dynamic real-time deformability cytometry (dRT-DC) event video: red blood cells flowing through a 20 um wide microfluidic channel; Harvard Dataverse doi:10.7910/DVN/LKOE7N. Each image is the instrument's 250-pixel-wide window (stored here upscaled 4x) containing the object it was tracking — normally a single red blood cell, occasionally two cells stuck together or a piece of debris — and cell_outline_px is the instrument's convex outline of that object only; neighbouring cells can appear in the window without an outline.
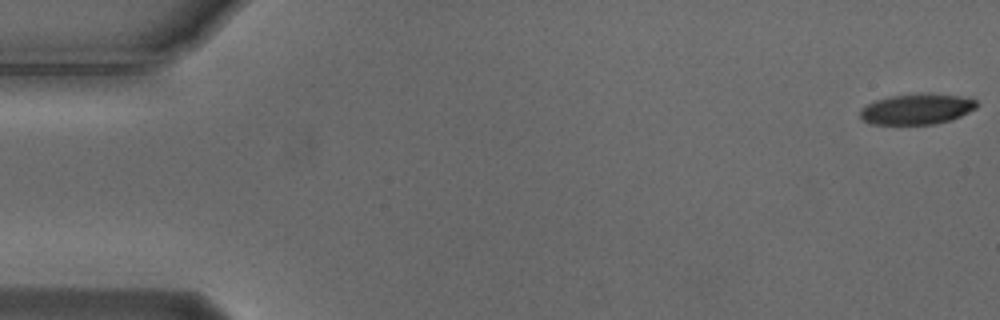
{"species": "Egyptian fruit bat (a non-hibernating species)", "species_latin": "Rousettus aegyptiacus", "temperature_condition": "cold", "stored_images_in_passage": 55, "camera_frame_rate_fps": 3000, "um_per_image_px": 0.085, "animal": {"sex": "male"}, "frame": {"image": 1, "passage_image": 1, "time_ms": 0.0, "image_size_px": [1000, 320], "cell_outline_px": [[980, 104], [976, 108], [952, 120], [936, 124], [872, 124], [864, 120], [860, 116], [860, 108], [876, 100], [892, 96], [924, 92], [928, 92], [956, 96], [976, 100]], "centroid_in_image_um": [77.95, 9.26], "position_along_channel_um": 7.1, "area_um2": 20.87}}
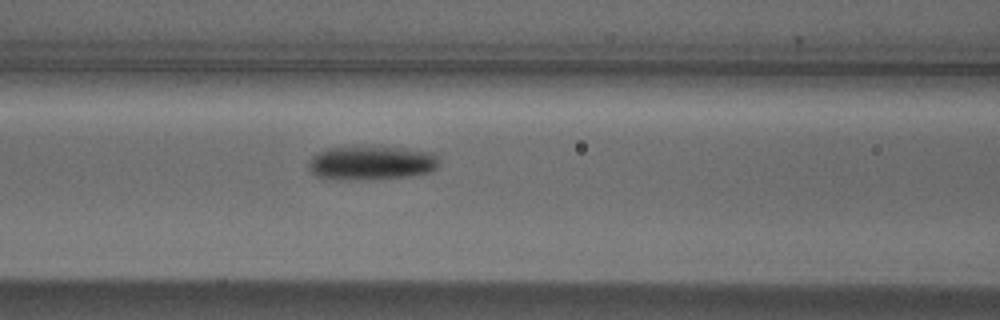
{"frame": {"image": 2, "passage_image": 23, "time_ms": 7.333, "image_size_px": [1000, 320], "cell_outline_px": [[440, 164], [436, 168], [428, 172], [408, 176], [368, 180], [344, 180], [316, 176], [308, 168], [308, 164], [312, 156], [316, 152], [328, 148], [400, 148], [436, 152]], "centroid_in_image_um": [31.58, 13.87], "position_along_channel_um": 135.0, "area_um2": 25.72}}
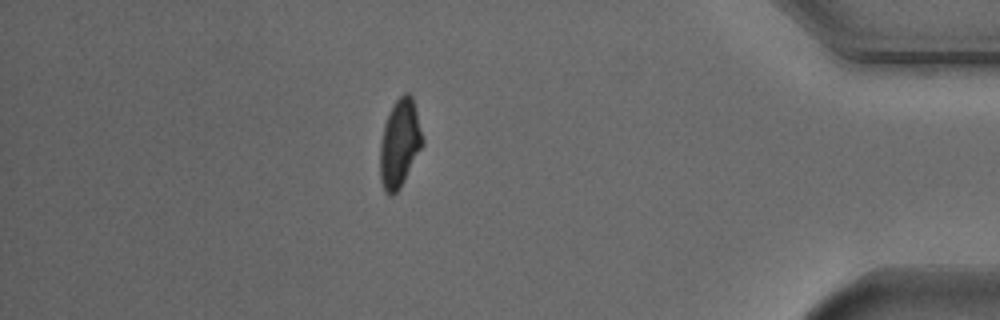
{"frame": {"image": 3, "passage_image": 48, "time_ms": 15.667, "image_size_px": [1000, 320], "cell_outline_px": [[424, 144], [400, 188], [396, 192], [388, 196], [384, 192], [380, 180], [380, 144], [384, 124], [388, 112], [396, 100], [404, 92], [408, 92], [412, 96], [424, 140]], "centroid_in_image_um": [33.96, 12.2], "position_along_channel_um": 401.2, "area_um2": 21.91}, "authors_computed_cell_mechanics": {"area_um2": 22.831, "velocity_mm_per_s": 3.7166, "shape_relaxation_time_tau1_ms": 3.4039, "shape_relaxation_time_tau2_ms": null, "deformation_change_tau1": 0.1433, "deformation_change_tau2": null}}